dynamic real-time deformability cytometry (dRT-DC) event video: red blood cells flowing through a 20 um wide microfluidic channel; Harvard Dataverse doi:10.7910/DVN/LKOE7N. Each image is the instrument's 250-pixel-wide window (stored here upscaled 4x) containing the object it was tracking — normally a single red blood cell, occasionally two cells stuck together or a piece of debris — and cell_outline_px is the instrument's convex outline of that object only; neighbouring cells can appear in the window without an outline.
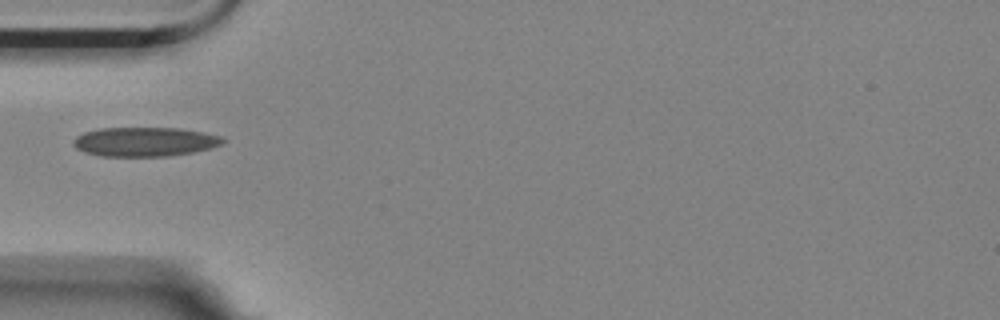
{"species": "Egyptian fruit bat (a non-hibernating species)", "species_latin": "Rousettus aegyptiacus", "temperature_condition": "room temperature", "stored_images_in_passage": 1, "camera_frame_rate_fps": 3000, "um_per_image_px": 0.085, "animal": {"sex": "female"}, "frame": {"image": 1, "passage_image": 1, "time_ms": 0.0, "image_size_px": [1000, 320], "cell_outline_px": [[228, 140], [212, 148], [192, 152], [164, 156], [100, 156], [84, 152], [76, 148], [72, 144], [72, 140], [76, 136], [84, 132], [100, 128], [180, 128], [204, 132], [224, 136]], "centroid_in_image_um": [12.32, 12.04], "position_along_channel_um": 72.7, "area_um2": 25.66}}